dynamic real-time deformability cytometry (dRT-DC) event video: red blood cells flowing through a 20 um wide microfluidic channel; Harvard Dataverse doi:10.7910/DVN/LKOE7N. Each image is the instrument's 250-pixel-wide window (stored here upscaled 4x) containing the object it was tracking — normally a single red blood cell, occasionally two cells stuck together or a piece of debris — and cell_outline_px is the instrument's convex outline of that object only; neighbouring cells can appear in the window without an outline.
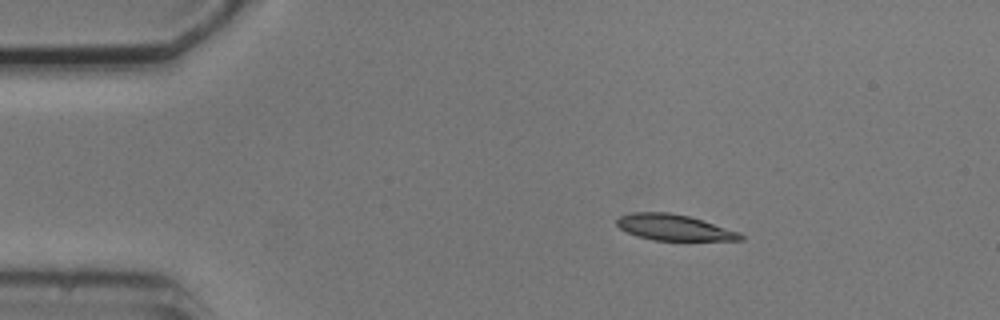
{"species": "common noctule bat (a hibernating species)", "species_latin": "Nyctalus noctula", "temperature_condition": "cold", "stored_images_in_passage": 3, "camera_frame_rate_fps": 3000, "um_per_image_px": 0.085, "animal": {"sex": "male", "body_mass_g": 20.5, "forearm_length_mm": 52.5}, "frame": {"image": 1, "passage_image": 1, "time_ms": 0.0, "image_size_px": [1000, 320], "cell_outline_px": [[744, 240], [652, 240], [636, 236], [620, 228], [616, 224], [616, 220], [620, 216], [632, 212], [668, 212], [688, 216], [740, 232], [744, 236]], "centroid_in_image_um": [57.27, 19.33], "position_along_channel_um": 27.7, "area_um2": 18.55}}
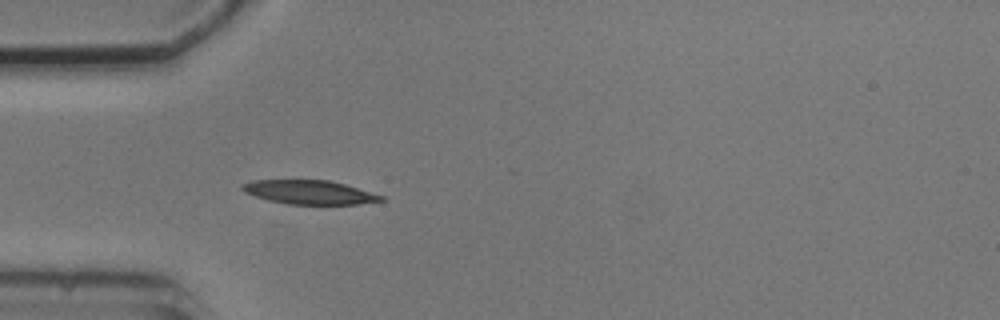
{"frame": {"image": 2, "passage_image": 3, "time_ms": 2.333, "image_size_px": [1000, 320], "cell_outline_px": [[384, 200], [356, 204], [288, 204], [268, 200], [244, 192], [240, 188], [240, 184], [252, 180], [328, 180], [344, 184], [384, 196]], "centroid_in_image_um": [26.25, 16.33], "position_along_channel_um": 58.8, "area_um2": 19.19}}